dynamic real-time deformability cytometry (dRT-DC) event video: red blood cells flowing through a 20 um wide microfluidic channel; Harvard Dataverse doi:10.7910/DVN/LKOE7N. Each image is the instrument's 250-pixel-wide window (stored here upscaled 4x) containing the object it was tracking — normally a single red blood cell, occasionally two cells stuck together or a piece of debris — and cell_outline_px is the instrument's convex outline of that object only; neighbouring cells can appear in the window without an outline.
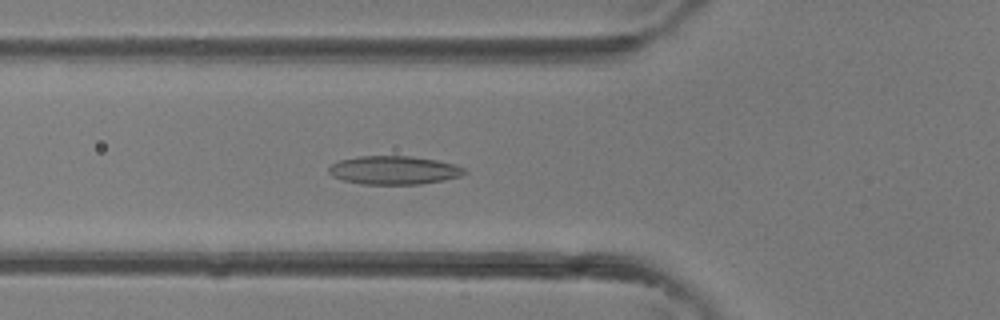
{"species": "common noctule bat (a hibernating species)", "species_latin": "Nyctalus noctula", "temperature_condition": "room temperature", "stored_images_in_passage": 39, "camera_frame_rate_fps": 3000, "um_per_image_px": 0.085, "animal": {"sex": "female"}, "frame": {"image": 1, "passage_image": 13, "time_ms": 4.0, "image_size_px": [1000, 320], "cell_outline_px": [[468, 172], [460, 176], [444, 180], [420, 184], [360, 184], [344, 180], [332, 176], [328, 172], [328, 168], [332, 164], [340, 160], [360, 156], [408, 156], [436, 160], [452, 164], [464, 168]], "centroid_in_image_um": [33.47, 14.47], "position_along_channel_um": 92.3, "area_um2": 22.37}}
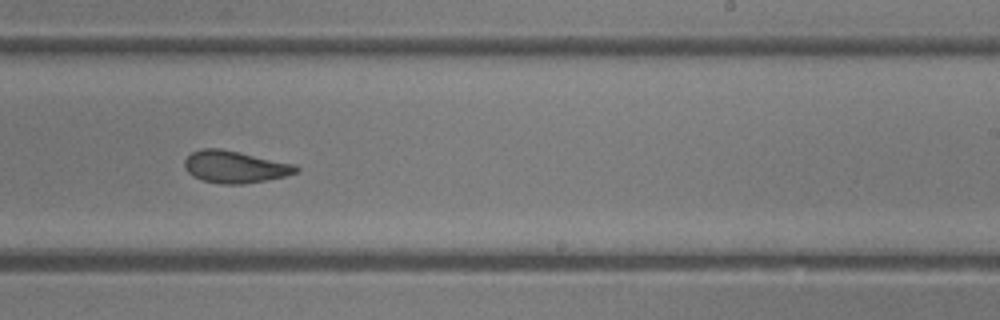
{"frame": {"image": 2, "passage_image": 23, "time_ms": 7.333, "image_size_px": [1000, 320], "cell_outline_px": [[300, 172], [284, 176], [264, 180], [240, 184], [220, 184], [200, 180], [192, 176], [184, 168], [184, 160], [192, 152], [200, 148], [220, 148], [296, 164], [300, 168]], "centroid_in_image_um": [19.95, 14.18], "position_along_channel_um": 269.0, "area_um2": 20.98}}
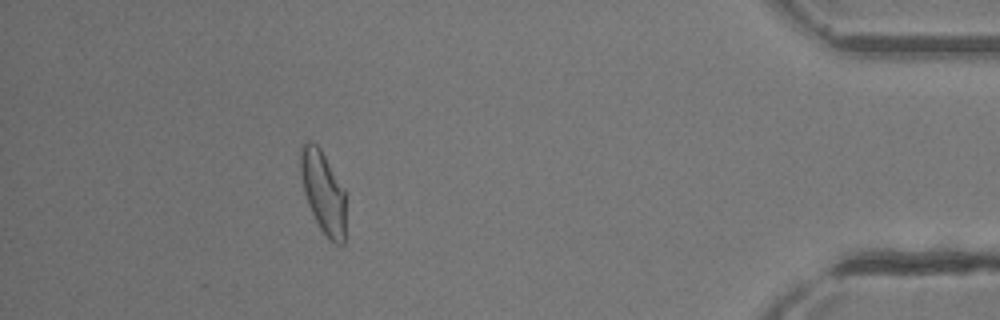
{"frame": {"image": 3, "passage_image": 34, "time_ms": 11.0, "image_size_px": [1000, 320], "cell_outline_px": [[344, 244], [336, 244], [320, 228], [308, 204], [304, 192], [300, 172], [300, 144], [304, 140], [312, 140], [320, 148], [344, 188]], "centroid_in_image_um": [27.43, 16.23], "position_along_channel_um": 407.8, "area_um2": 21.44}}